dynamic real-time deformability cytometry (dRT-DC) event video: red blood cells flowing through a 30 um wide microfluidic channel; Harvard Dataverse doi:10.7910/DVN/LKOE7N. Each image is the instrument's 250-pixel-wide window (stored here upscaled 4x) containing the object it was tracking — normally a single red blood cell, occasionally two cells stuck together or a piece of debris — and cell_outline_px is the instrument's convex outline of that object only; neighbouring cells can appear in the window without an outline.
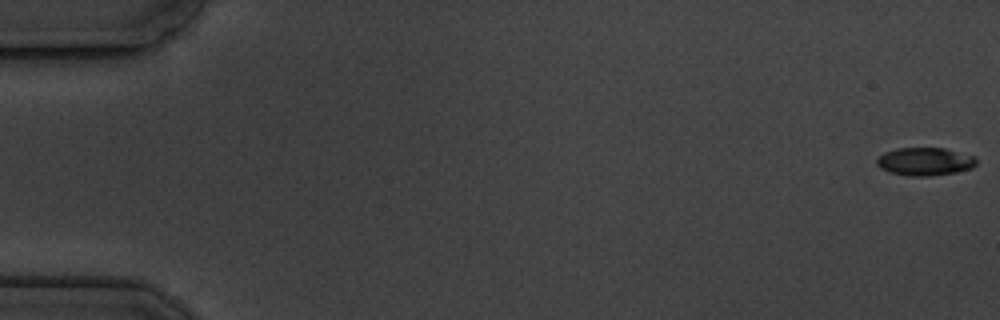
{"species": "common noctule bat (a hibernating species)", "species_latin": "Nyctalus noctula", "temperature_condition": "cold", "stored_images_in_passage": 6, "camera_frame_rate_fps": 3000, "um_per_image_px": 0.085, "animal": {"sex": "male", "body_mass_g": 19.5, "forearm_length_mm": 54.6}, "frame": {"image": 1, "passage_image": 1, "time_ms": 0.0, "image_size_px": [1000, 320], "cell_outline_px": [[976, 164], [972, 168], [956, 172], [928, 176], [908, 176], [888, 172], [880, 168], [876, 164], [876, 160], [884, 152], [896, 148], [944, 148], [976, 156]], "centroid_in_image_um": [78.61, 13.73], "position_along_channel_um": 6.4, "area_um2": 16.36}}